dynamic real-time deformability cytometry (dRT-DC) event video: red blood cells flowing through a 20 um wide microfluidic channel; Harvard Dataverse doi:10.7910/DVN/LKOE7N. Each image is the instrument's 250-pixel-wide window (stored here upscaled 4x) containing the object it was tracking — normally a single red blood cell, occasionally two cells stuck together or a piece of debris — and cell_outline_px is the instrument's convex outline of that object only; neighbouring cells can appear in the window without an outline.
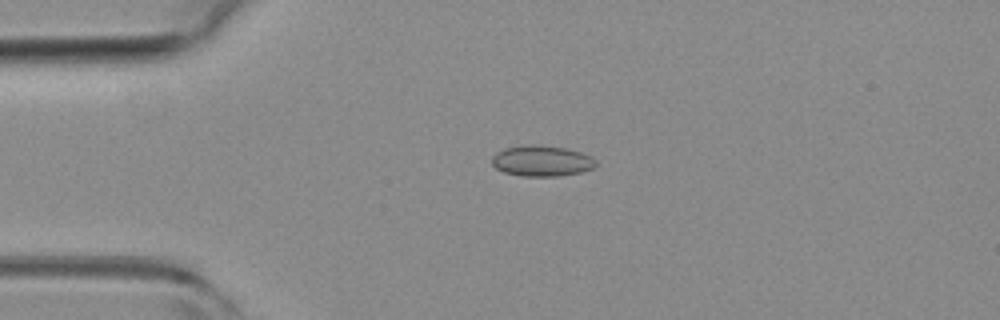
{"species": "common noctule bat (a hibernating species)", "species_latin": "Nyctalus noctula", "temperature_condition": "room temperature", "stored_images_in_passage": 17, "camera_frame_rate_fps": 3000, "um_per_image_px": 0.085, "animal": {"sex": "female", "body_mass_g": 19.3, "forearm_length_mm": 54.1}, "frame": {"image": 1, "passage_image": 12, "time_ms": 3.667, "image_size_px": [1000, 320], "cell_outline_px": [[596, 164], [592, 168], [580, 172], [556, 176], [520, 176], [504, 172], [496, 168], [492, 164], [492, 156], [496, 152], [504, 148], [532, 144], [536, 144], [564, 148], [580, 152], [592, 156], [596, 160]], "centroid_in_image_um": [46.02, 13.67], "position_along_channel_um": 39.0, "area_um2": 18.61}}